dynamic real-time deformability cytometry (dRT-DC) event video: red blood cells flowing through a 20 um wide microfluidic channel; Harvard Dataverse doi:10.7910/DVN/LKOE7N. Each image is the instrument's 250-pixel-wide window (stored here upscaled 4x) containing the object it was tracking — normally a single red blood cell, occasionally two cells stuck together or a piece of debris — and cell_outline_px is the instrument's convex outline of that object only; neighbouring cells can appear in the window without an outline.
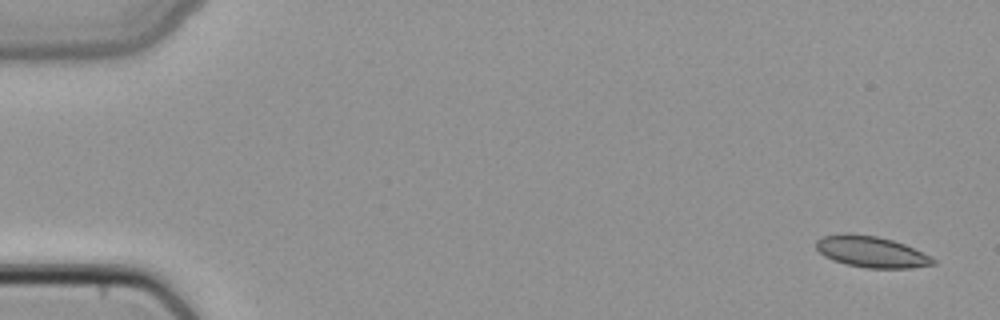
{"species": "common noctule bat (a hibernating species)", "species_latin": "Nyctalus noctula", "temperature_condition": "cold", "stored_images_in_passage": 4, "camera_frame_rate_fps": 3000, "um_per_image_px": 0.085, "animal": {"sex": "female", "body_mass_g": 22.7, "forearm_length_mm": 54.2}, "frame": {"image": 1, "passage_image": 1, "time_ms": 0.0, "image_size_px": [1000, 320], "cell_outline_px": [[936, 264], [912, 268], [868, 268], [848, 264], [832, 260], [824, 256], [816, 248], [816, 240], [824, 236], [844, 232], [848, 232], [876, 236], [892, 240], [904, 244], [936, 260]], "centroid_in_image_um": [74.02, 21.39], "position_along_channel_um": 11.0, "area_um2": 21.15}}
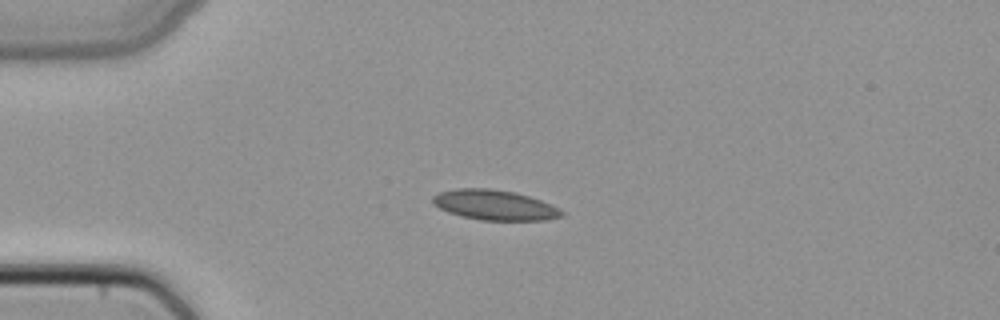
{"frame": {"image": 2, "passage_image": 4, "time_ms": 1.0, "image_size_px": [1000, 320], "cell_outline_px": [[564, 216], [544, 220], [480, 220], [460, 216], [448, 212], [440, 208], [432, 200], [432, 196], [440, 192], [456, 188], [488, 188], [516, 192], [540, 200], [564, 212]], "centroid_in_image_um": [42.02, 17.42], "position_along_channel_um": 43.0, "area_um2": 22.43}}